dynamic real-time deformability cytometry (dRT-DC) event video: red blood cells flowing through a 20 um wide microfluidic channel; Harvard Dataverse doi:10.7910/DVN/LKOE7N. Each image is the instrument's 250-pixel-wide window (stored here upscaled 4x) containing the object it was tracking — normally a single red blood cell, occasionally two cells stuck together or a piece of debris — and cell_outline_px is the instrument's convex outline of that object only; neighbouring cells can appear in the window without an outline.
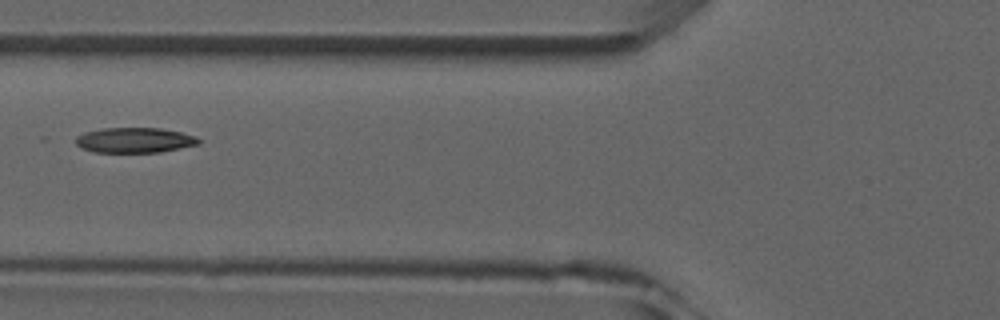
{"species": "common noctule bat (a hibernating species)", "species_latin": "Nyctalus noctula", "temperature_condition": "room temperature", "stored_images_in_passage": 2, "camera_frame_rate_fps": 3000, "um_per_image_px": 0.085, "animal": {"sex": "male", "forearm_length_mm": 52.5}, "frame": {"image": 1, "passage_image": 2, "time_ms": 1.0, "image_size_px": [1000, 320], "cell_outline_px": [[200, 144], [160, 152], [92, 152], [80, 148], [76, 144], [76, 136], [84, 132], [104, 128], [160, 128], [180, 132], [196, 136], [200, 140]], "centroid_in_image_um": [11.42, 11.92], "position_along_channel_um": 114.4, "area_um2": 18.09}}